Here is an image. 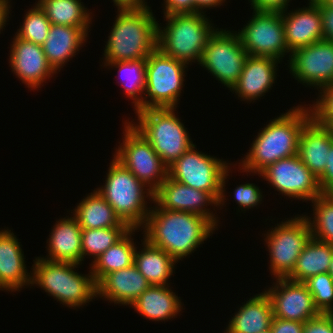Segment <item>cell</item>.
I'll list each match as a JSON object with an SVG mask.
<instances>
[{
  "instance_id": "obj_32",
  "label": "cell",
  "mask_w": 333,
  "mask_h": 333,
  "mask_svg": "<svg viewBox=\"0 0 333 333\" xmlns=\"http://www.w3.org/2000/svg\"><path fill=\"white\" fill-rule=\"evenodd\" d=\"M51 24L74 27H90L92 12L81 0H38ZM88 10V11H87Z\"/></svg>"
},
{
  "instance_id": "obj_22",
  "label": "cell",
  "mask_w": 333,
  "mask_h": 333,
  "mask_svg": "<svg viewBox=\"0 0 333 333\" xmlns=\"http://www.w3.org/2000/svg\"><path fill=\"white\" fill-rule=\"evenodd\" d=\"M147 279L134 264L106 274L97 283V297L110 303L131 305L148 287Z\"/></svg>"
},
{
  "instance_id": "obj_30",
  "label": "cell",
  "mask_w": 333,
  "mask_h": 333,
  "mask_svg": "<svg viewBox=\"0 0 333 333\" xmlns=\"http://www.w3.org/2000/svg\"><path fill=\"white\" fill-rule=\"evenodd\" d=\"M332 256V244L311 238L299 255L296 266L287 279L304 282L312 276L329 272Z\"/></svg>"
},
{
  "instance_id": "obj_33",
  "label": "cell",
  "mask_w": 333,
  "mask_h": 333,
  "mask_svg": "<svg viewBox=\"0 0 333 333\" xmlns=\"http://www.w3.org/2000/svg\"><path fill=\"white\" fill-rule=\"evenodd\" d=\"M105 66H109L108 68H118V72L122 78V84L120 85L124 86L125 95L133 100L132 103L135 106V112L142 110V94H144L146 84V59L104 62Z\"/></svg>"
},
{
  "instance_id": "obj_47",
  "label": "cell",
  "mask_w": 333,
  "mask_h": 333,
  "mask_svg": "<svg viewBox=\"0 0 333 333\" xmlns=\"http://www.w3.org/2000/svg\"><path fill=\"white\" fill-rule=\"evenodd\" d=\"M226 0H194L195 3V13L201 12L206 13L203 10L206 8H212L223 5Z\"/></svg>"
},
{
  "instance_id": "obj_8",
  "label": "cell",
  "mask_w": 333,
  "mask_h": 333,
  "mask_svg": "<svg viewBox=\"0 0 333 333\" xmlns=\"http://www.w3.org/2000/svg\"><path fill=\"white\" fill-rule=\"evenodd\" d=\"M195 146L194 144L168 167V177L189 187L209 192L221 208L226 202L225 184L231 164L196 151Z\"/></svg>"
},
{
  "instance_id": "obj_23",
  "label": "cell",
  "mask_w": 333,
  "mask_h": 333,
  "mask_svg": "<svg viewBox=\"0 0 333 333\" xmlns=\"http://www.w3.org/2000/svg\"><path fill=\"white\" fill-rule=\"evenodd\" d=\"M333 144V128L321 126L311 118L302 128L298 141V156L318 178L328 163V151Z\"/></svg>"
},
{
  "instance_id": "obj_11",
  "label": "cell",
  "mask_w": 333,
  "mask_h": 333,
  "mask_svg": "<svg viewBox=\"0 0 333 333\" xmlns=\"http://www.w3.org/2000/svg\"><path fill=\"white\" fill-rule=\"evenodd\" d=\"M124 124L123 142L116 148L113 157L155 192L167 179L168 166L130 121Z\"/></svg>"
},
{
  "instance_id": "obj_1",
  "label": "cell",
  "mask_w": 333,
  "mask_h": 333,
  "mask_svg": "<svg viewBox=\"0 0 333 333\" xmlns=\"http://www.w3.org/2000/svg\"><path fill=\"white\" fill-rule=\"evenodd\" d=\"M141 228L150 244L163 249L179 262L194 253L218 227L198 214L161 209L155 204Z\"/></svg>"
},
{
  "instance_id": "obj_10",
  "label": "cell",
  "mask_w": 333,
  "mask_h": 333,
  "mask_svg": "<svg viewBox=\"0 0 333 333\" xmlns=\"http://www.w3.org/2000/svg\"><path fill=\"white\" fill-rule=\"evenodd\" d=\"M266 246L270 257V273L277 278H287L296 266L297 259L312 238L306 215L295 216L268 230Z\"/></svg>"
},
{
  "instance_id": "obj_28",
  "label": "cell",
  "mask_w": 333,
  "mask_h": 333,
  "mask_svg": "<svg viewBox=\"0 0 333 333\" xmlns=\"http://www.w3.org/2000/svg\"><path fill=\"white\" fill-rule=\"evenodd\" d=\"M73 209L81 229L129 227L95 189Z\"/></svg>"
},
{
  "instance_id": "obj_29",
  "label": "cell",
  "mask_w": 333,
  "mask_h": 333,
  "mask_svg": "<svg viewBox=\"0 0 333 333\" xmlns=\"http://www.w3.org/2000/svg\"><path fill=\"white\" fill-rule=\"evenodd\" d=\"M142 250H135L134 265L150 285H168L177 261L163 249L150 244L143 238Z\"/></svg>"
},
{
  "instance_id": "obj_39",
  "label": "cell",
  "mask_w": 333,
  "mask_h": 333,
  "mask_svg": "<svg viewBox=\"0 0 333 333\" xmlns=\"http://www.w3.org/2000/svg\"><path fill=\"white\" fill-rule=\"evenodd\" d=\"M261 189L254 185L253 183L241 184L234 190V199L241 207L242 211L245 209L257 207L258 204H261L263 200V195ZM244 209V210H243Z\"/></svg>"
},
{
  "instance_id": "obj_5",
  "label": "cell",
  "mask_w": 333,
  "mask_h": 333,
  "mask_svg": "<svg viewBox=\"0 0 333 333\" xmlns=\"http://www.w3.org/2000/svg\"><path fill=\"white\" fill-rule=\"evenodd\" d=\"M32 265V283L67 307L80 308L97 298V283L93 274L75 272L79 265L70 262H52L41 257ZM75 270V271H74Z\"/></svg>"
},
{
  "instance_id": "obj_27",
  "label": "cell",
  "mask_w": 333,
  "mask_h": 333,
  "mask_svg": "<svg viewBox=\"0 0 333 333\" xmlns=\"http://www.w3.org/2000/svg\"><path fill=\"white\" fill-rule=\"evenodd\" d=\"M169 285H150L130 306L146 319L168 321L183 309L180 297Z\"/></svg>"
},
{
  "instance_id": "obj_14",
  "label": "cell",
  "mask_w": 333,
  "mask_h": 333,
  "mask_svg": "<svg viewBox=\"0 0 333 333\" xmlns=\"http://www.w3.org/2000/svg\"><path fill=\"white\" fill-rule=\"evenodd\" d=\"M259 175L288 198L312 202L322 194L318 177L301 161L298 154L270 164Z\"/></svg>"
},
{
  "instance_id": "obj_3",
  "label": "cell",
  "mask_w": 333,
  "mask_h": 333,
  "mask_svg": "<svg viewBox=\"0 0 333 333\" xmlns=\"http://www.w3.org/2000/svg\"><path fill=\"white\" fill-rule=\"evenodd\" d=\"M105 45V62L146 59L157 48V21L150 8L117 10Z\"/></svg>"
},
{
  "instance_id": "obj_20",
  "label": "cell",
  "mask_w": 333,
  "mask_h": 333,
  "mask_svg": "<svg viewBox=\"0 0 333 333\" xmlns=\"http://www.w3.org/2000/svg\"><path fill=\"white\" fill-rule=\"evenodd\" d=\"M278 63L280 61L274 58L248 55L239 79L230 91L243 101L258 100L273 87Z\"/></svg>"
},
{
  "instance_id": "obj_34",
  "label": "cell",
  "mask_w": 333,
  "mask_h": 333,
  "mask_svg": "<svg viewBox=\"0 0 333 333\" xmlns=\"http://www.w3.org/2000/svg\"><path fill=\"white\" fill-rule=\"evenodd\" d=\"M130 229V227L82 229L81 244L83 261L86 256H92L95 260L110 246H113L121 239Z\"/></svg>"
},
{
  "instance_id": "obj_43",
  "label": "cell",
  "mask_w": 333,
  "mask_h": 333,
  "mask_svg": "<svg viewBox=\"0 0 333 333\" xmlns=\"http://www.w3.org/2000/svg\"><path fill=\"white\" fill-rule=\"evenodd\" d=\"M164 15L195 13L194 0H164Z\"/></svg>"
},
{
  "instance_id": "obj_49",
  "label": "cell",
  "mask_w": 333,
  "mask_h": 333,
  "mask_svg": "<svg viewBox=\"0 0 333 333\" xmlns=\"http://www.w3.org/2000/svg\"><path fill=\"white\" fill-rule=\"evenodd\" d=\"M327 7L333 9V0H321Z\"/></svg>"
},
{
  "instance_id": "obj_38",
  "label": "cell",
  "mask_w": 333,
  "mask_h": 333,
  "mask_svg": "<svg viewBox=\"0 0 333 333\" xmlns=\"http://www.w3.org/2000/svg\"><path fill=\"white\" fill-rule=\"evenodd\" d=\"M318 91L317 101L310 106L312 118L321 126L333 128V84Z\"/></svg>"
},
{
  "instance_id": "obj_35",
  "label": "cell",
  "mask_w": 333,
  "mask_h": 333,
  "mask_svg": "<svg viewBox=\"0 0 333 333\" xmlns=\"http://www.w3.org/2000/svg\"><path fill=\"white\" fill-rule=\"evenodd\" d=\"M313 220L306 216L312 238L333 245V195L321 194L312 201Z\"/></svg>"
},
{
  "instance_id": "obj_15",
  "label": "cell",
  "mask_w": 333,
  "mask_h": 333,
  "mask_svg": "<svg viewBox=\"0 0 333 333\" xmlns=\"http://www.w3.org/2000/svg\"><path fill=\"white\" fill-rule=\"evenodd\" d=\"M289 71L309 87L321 89L333 84V42L321 40L289 55Z\"/></svg>"
},
{
  "instance_id": "obj_44",
  "label": "cell",
  "mask_w": 333,
  "mask_h": 333,
  "mask_svg": "<svg viewBox=\"0 0 333 333\" xmlns=\"http://www.w3.org/2000/svg\"><path fill=\"white\" fill-rule=\"evenodd\" d=\"M255 11L284 12L290 0H249Z\"/></svg>"
},
{
  "instance_id": "obj_4",
  "label": "cell",
  "mask_w": 333,
  "mask_h": 333,
  "mask_svg": "<svg viewBox=\"0 0 333 333\" xmlns=\"http://www.w3.org/2000/svg\"><path fill=\"white\" fill-rule=\"evenodd\" d=\"M164 16L166 26L157 23V48L186 65L196 61L200 64L204 48L217 30L207 15L197 12Z\"/></svg>"
},
{
  "instance_id": "obj_51",
  "label": "cell",
  "mask_w": 333,
  "mask_h": 333,
  "mask_svg": "<svg viewBox=\"0 0 333 333\" xmlns=\"http://www.w3.org/2000/svg\"><path fill=\"white\" fill-rule=\"evenodd\" d=\"M261 333H272V331H271V329H269V330L261 332Z\"/></svg>"
},
{
  "instance_id": "obj_45",
  "label": "cell",
  "mask_w": 333,
  "mask_h": 333,
  "mask_svg": "<svg viewBox=\"0 0 333 333\" xmlns=\"http://www.w3.org/2000/svg\"><path fill=\"white\" fill-rule=\"evenodd\" d=\"M319 8L322 16L324 40L333 42V9L327 7L321 0H319Z\"/></svg>"
},
{
  "instance_id": "obj_50",
  "label": "cell",
  "mask_w": 333,
  "mask_h": 333,
  "mask_svg": "<svg viewBox=\"0 0 333 333\" xmlns=\"http://www.w3.org/2000/svg\"><path fill=\"white\" fill-rule=\"evenodd\" d=\"M329 275L333 278V256L331 258V263L329 265Z\"/></svg>"
},
{
  "instance_id": "obj_41",
  "label": "cell",
  "mask_w": 333,
  "mask_h": 333,
  "mask_svg": "<svg viewBox=\"0 0 333 333\" xmlns=\"http://www.w3.org/2000/svg\"><path fill=\"white\" fill-rule=\"evenodd\" d=\"M318 180L322 194L333 195V144L328 151V163L324 173Z\"/></svg>"
},
{
  "instance_id": "obj_26",
  "label": "cell",
  "mask_w": 333,
  "mask_h": 333,
  "mask_svg": "<svg viewBox=\"0 0 333 333\" xmlns=\"http://www.w3.org/2000/svg\"><path fill=\"white\" fill-rule=\"evenodd\" d=\"M238 310L224 333H261L270 329L273 308L265 291L254 295Z\"/></svg>"
},
{
  "instance_id": "obj_21",
  "label": "cell",
  "mask_w": 333,
  "mask_h": 333,
  "mask_svg": "<svg viewBox=\"0 0 333 333\" xmlns=\"http://www.w3.org/2000/svg\"><path fill=\"white\" fill-rule=\"evenodd\" d=\"M9 229L0 231V288L16 292L32 283L20 242Z\"/></svg>"
},
{
  "instance_id": "obj_36",
  "label": "cell",
  "mask_w": 333,
  "mask_h": 333,
  "mask_svg": "<svg viewBox=\"0 0 333 333\" xmlns=\"http://www.w3.org/2000/svg\"><path fill=\"white\" fill-rule=\"evenodd\" d=\"M22 24L15 35L42 46L48 37L51 22L36 2L35 6L26 12Z\"/></svg>"
},
{
  "instance_id": "obj_25",
  "label": "cell",
  "mask_w": 333,
  "mask_h": 333,
  "mask_svg": "<svg viewBox=\"0 0 333 333\" xmlns=\"http://www.w3.org/2000/svg\"><path fill=\"white\" fill-rule=\"evenodd\" d=\"M89 27H74L51 24L48 37L42 45L48 63L57 72L76 55L87 42Z\"/></svg>"
},
{
  "instance_id": "obj_2",
  "label": "cell",
  "mask_w": 333,
  "mask_h": 333,
  "mask_svg": "<svg viewBox=\"0 0 333 333\" xmlns=\"http://www.w3.org/2000/svg\"><path fill=\"white\" fill-rule=\"evenodd\" d=\"M312 118L310 107L297 105L259 130L251 148L239 163L242 172L259 174L270 164L298 154L302 128Z\"/></svg>"
},
{
  "instance_id": "obj_16",
  "label": "cell",
  "mask_w": 333,
  "mask_h": 333,
  "mask_svg": "<svg viewBox=\"0 0 333 333\" xmlns=\"http://www.w3.org/2000/svg\"><path fill=\"white\" fill-rule=\"evenodd\" d=\"M275 281V286L265 290L271 300L273 317L305 323L321 314L303 282L287 278Z\"/></svg>"
},
{
  "instance_id": "obj_46",
  "label": "cell",
  "mask_w": 333,
  "mask_h": 333,
  "mask_svg": "<svg viewBox=\"0 0 333 333\" xmlns=\"http://www.w3.org/2000/svg\"><path fill=\"white\" fill-rule=\"evenodd\" d=\"M117 10L151 8L145 0H113Z\"/></svg>"
},
{
  "instance_id": "obj_9",
  "label": "cell",
  "mask_w": 333,
  "mask_h": 333,
  "mask_svg": "<svg viewBox=\"0 0 333 333\" xmlns=\"http://www.w3.org/2000/svg\"><path fill=\"white\" fill-rule=\"evenodd\" d=\"M187 67L186 64L165 55L156 48L146 58V84L142 97V110L176 109L182 87H184Z\"/></svg>"
},
{
  "instance_id": "obj_6",
  "label": "cell",
  "mask_w": 333,
  "mask_h": 333,
  "mask_svg": "<svg viewBox=\"0 0 333 333\" xmlns=\"http://www.w3.org/2000/svg\"><path fill=\"white\" fill-rule=\"evenodd\" d=\"M106 174L105 185L96 190L112 206L123 222L130 228L140 230L151 209L147 206L145 198L153 201L154 192L114 157Z\"/></svg>"
},
{
  "instance_id": "obj_31",
  "label": "cell",
  "mask_w": 333,
  "mask_h": 333,
  "mask_svg": "<svg viewBox=\"0 0 333 333\" xmlns=\"http://www.w3.org/2000/svg\"><path fill=\"white\" fill-rule=\"evenodd\" d=\"M137 228H131L113 246H110L104 253L91 263V273L98 283L106 274L127 268L134 263L136 250L135 243L131 236Z\"/></svg>"
},
{
  "instance_id": "obj_17",
  "label": "cell",
  "mask_w": 333,
  "mask_h": 333,
  "mask_svg": "<svg viewBox=\"0 0 333 333\" xmlns=\"http://www.w3.org/2000/svg\"><path fill=\"white\" fill-rule=\"evenodd\" d=\"M152 203L161 209L198 214L209 219L216 227L219 225L215 213L206 208L209 205L218 208V201L209 192L189 187L169 177L154 192Z\"/></svg>"
},
{
  "instance_id": "obj_37",
  "label": "cell",
  "mask_w": 333,
  "mask_h": 333,
  "mask_svg": "<svg viewBox=\"0 0 333 333\" xmlns=\"http://www.w3.org/2000/svg\"><path fill=\"white\" fill-rule=\"evenodd\" d=\"M320 313L333 314V278L329 273L312 276L303 282Z\"/></svg>"
},
{
  "instance_id": "obj_7",
  "label": "cell",
  "mask_w": 333,
  "mask_h": 333,
  "mask_svg": "<svg viewBox=\"0 0 333 333\" xmlns=\"http://www.w3.org/2000/svg\"><path fill=\"white\" fill-rule=\"evenodd\" d=\"M175 111L174 108L139 110L135 112L139 122H130L168 167L194 145Z\"/></svg>"
},
{
  "instance_id": "obj_48",
  "label": "cell",
  "mask_w": 333,
  "mask_h": 333,
  "mask_svg": "<svg viewBox=\"0 0 333 333\" xmlns=\"http://www.w3.org/2000/svg\"><path fill=\"white\" fill-rule=\"evenodd\" d=\"M10 0H0V33L1 30L6 25V22H8L9 14H10V8L9 5Z\"/></svg>"
},
{
  "instance_id": "obj_18",
  "label": "cell",
  "mask_w": 333,
  "mask_h": 333,
  "mask_svg": "<svg viewBox=\"0 0 333 333\" xmlns=\"http://www.w3.org/2000/svg\"><path fill=\"white\" fill-rule=\"evenodd\" d=\"M10 48L12 72L31 90L41 88L43 82L58 73L48 63L42 46L15 35Z\"/></svg>"
},
{
  "instance_id": "obj_42",
  "label": "cell",
  "mask_w": 333,
  "mask_h": 333,
  "mask_svg": "<svg viewBox=\"0 0 333 333\" xmlns=\"http://www.w3.org/2000/svg\"><path fill=\"white\" fill-rule=\"evenodd\" d=\"M270 329L272 333H303L304 323L273 317Z\"/></svg>"
},
{
  "instance_id": "obj_19",
  "label": "cell",
  "mask_w": 333,
  "mask_h": 333,
  "mask_svg": "<svg viewBox=\"0 0 333 333\" xmlns=\"http://www.w3.org/2000/svg\"><path fill=\"white\" fill-rule=\"evenodd\" d=\"M308 1L307 7L298 8L294 12H282L284 35L290 54L299 48L324 40L319 0Z\"/></svg>"
},
{
  "instance_id": "obj_40",
  "label": "cell",
  "mask_w": 333,
  "mask_h": 333,
  "mask_svg": "<svg viewBox=\"0 0 333 333\" xmlns=\"http://www.w3.org/2000/svg\"><path fill=\"white\" fill-rule=\"evenodd\" d=\"M303 333H333V314L321 313L304 323Z\"/></svg>"
},
{
  "instance_id": "obj_13",
  "label": "cell",
  "mask_w": 333,
  "mask_h": 333,
  "mask_svg": "<svg viewBox=\"0 0 333 333\" xmlns=\"http://www.w3.org/2000/svg\"><path fill=\"white\" fill-rule=\"evenodd\" d=\"M237 35L248 55L282 61L287 53L290 54L280 12L253 10L252 18L238 30Z\"/></svg>"
},
{
  "instance_id": "obj_12",
  "label": "cell",
  "mask_w": 333,
  "mask_h": 333,
  "mask_svg": "<svg viewBox=\"0 0 333 333\" xmlns=\"http://www.w3.org/2000/svg\"><path fill=\"white\" fill-rule=\"evenodd\" d=\"M247 57L248 53L237 31L217 28L204 48L200 66L231 90L239 79Z\"/></svg>"
},
{
  "instance_id": "obj_24",
  "label": "cell",
  "mask_w": 333,
  "mask_h": 333,
  "mask_svg": "<svg viewBox=\"0 0 333 333\" xmlns=\"http://www.w3.org/2000/svg\"><path fill=\"white\" fill-rule=\"evenodd\" d=\"M81 236L82 229L75 216L61 218L54 224L47 241L49 255L41 258L52 262L82 264Z\"/></svg>"
}]
</instances>
